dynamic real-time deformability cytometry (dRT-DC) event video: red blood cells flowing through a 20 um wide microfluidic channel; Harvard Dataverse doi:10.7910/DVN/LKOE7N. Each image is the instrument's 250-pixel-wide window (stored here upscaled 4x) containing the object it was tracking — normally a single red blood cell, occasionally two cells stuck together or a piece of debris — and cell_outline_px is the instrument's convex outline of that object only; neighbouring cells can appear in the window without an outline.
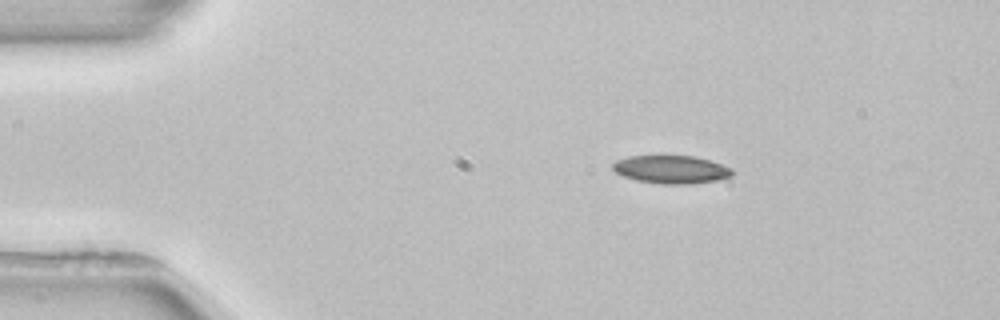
{"species": "common noctule bat (a hibernating species)", "species_latin": "Nyctalus noctula", "temperature_condition": "room temperature", "stored_images_in_passage": 4, "camera_frame_rate_fps": 3000, "um_per_image_px": 0.085, "animal": {"sex": "female", "body_mass_g": 22.7, "forearm_length_mm": 54.2}, "frame": {"image": 1, "passage_image": 1, "time_ms": 0.0, "image_size_px": [1000, 320], "cell_outline_px": [[732, 176], [716, 180], [684, 184], [660, 184], [636, 180], [624, 176], [616, 172], [612, 168], [612, 164], [616, 160], [628, 156], [664, 152], [696, 156], [732, 168]], "centroid_in_image_um": [56.99, 14.34], "position_along_channel_um": 28.0, "area_um2": 20.35}}
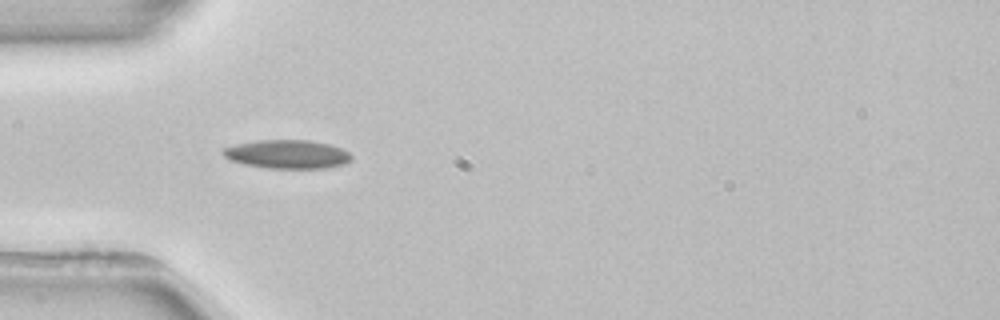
{"frame": {"image": 2, "passage_image": 2, "time_ms": 2.333, "image_size_px": [1000, 320], "cell_outline_px": [[352, 160], [344, 164], [328, 168], [268, 168], [244, 164], [228, 160], [220, 152], [224, 148], [236, 144], [260, 140], [308, 140], [328, 144], [340, 148], [348, 152], [352, 156]], "centroid_in_image_um": [24.41, 13.11], "position_along_channel_um": 60.6, "area_um2": 21.44}}